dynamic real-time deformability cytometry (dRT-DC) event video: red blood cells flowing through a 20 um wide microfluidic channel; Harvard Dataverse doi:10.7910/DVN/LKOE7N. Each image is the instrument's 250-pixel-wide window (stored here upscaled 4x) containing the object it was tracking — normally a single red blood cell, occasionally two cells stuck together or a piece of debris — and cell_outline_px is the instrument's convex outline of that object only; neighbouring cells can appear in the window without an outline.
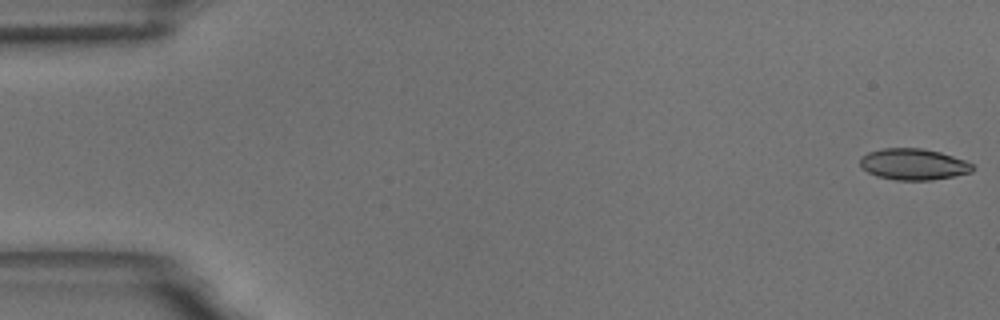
{"species": "common noctule bat (a hibernating species)", "species_latin": "Nyctalus noctula", "temperature_condition": "room temperature", "stored_images_in_passage": 9, "camera_frame_rate_fps": 3000, "um_per_image_px": 0.085, "animal": {"sex": "male", "body_mass_g": 18.8}, "frame": {"image": 1, "passage_image": 1, "time_ms": 0.0, "image_size_px": [1000, 320], "cell_outline_px": [[976, 168], [972, 172], [932, 180], [896, 180], [876, 176], [868, 172], [860, 164], [860, 156], [868, 152], [884, 148], [920, 148], [940, 152], [964, 160], [972, 164]], "centroid_in_image_um": [77.64, 13.96], "position_along_channel_um": 7.4, "area_um2": 20.46}}